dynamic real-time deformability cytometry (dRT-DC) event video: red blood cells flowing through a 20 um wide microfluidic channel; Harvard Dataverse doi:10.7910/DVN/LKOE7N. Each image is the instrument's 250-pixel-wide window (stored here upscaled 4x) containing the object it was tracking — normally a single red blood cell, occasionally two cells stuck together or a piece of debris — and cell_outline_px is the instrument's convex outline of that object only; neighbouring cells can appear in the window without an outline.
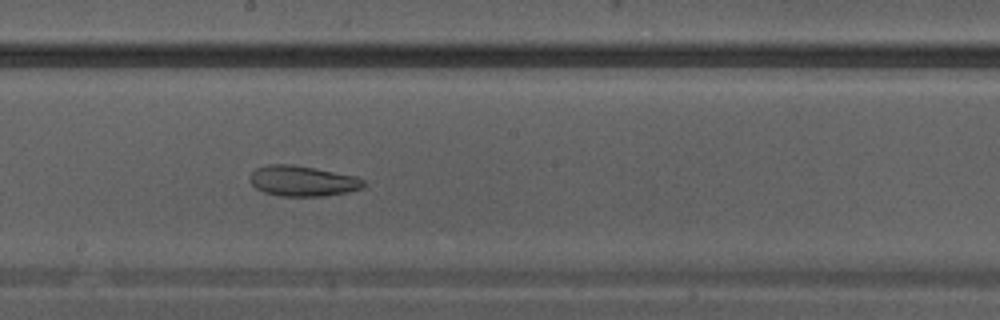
{"species": "Egyptian fruit bat (a non-hibernating species)", "species_latin": "Rousettus aegyptiacus", "temperature_condition": "warm", "stored_images_in_passage": 14, "camera_frame_rate_fps": 3000, "um_per_image_px": 0.085, "animal": {"sex": "male"}, "frame": {"image": 1, "passage_image": 14, "time_ms": 4.333, "image_size_px": [1000, 320], "cell_outline_px": [[368, 184], [364, 188], [348, 192], [324, 196], [280, 196], [264, 192], [256, 188], [252, 184], [252, 172], [256, 168], [268, 164], [292, 164], [356, 176], [364, 180]], "centroid_in_image_um": [25.78, 15.39], "position_along_channel_um": 222.4, "area_um2": 20.17}}